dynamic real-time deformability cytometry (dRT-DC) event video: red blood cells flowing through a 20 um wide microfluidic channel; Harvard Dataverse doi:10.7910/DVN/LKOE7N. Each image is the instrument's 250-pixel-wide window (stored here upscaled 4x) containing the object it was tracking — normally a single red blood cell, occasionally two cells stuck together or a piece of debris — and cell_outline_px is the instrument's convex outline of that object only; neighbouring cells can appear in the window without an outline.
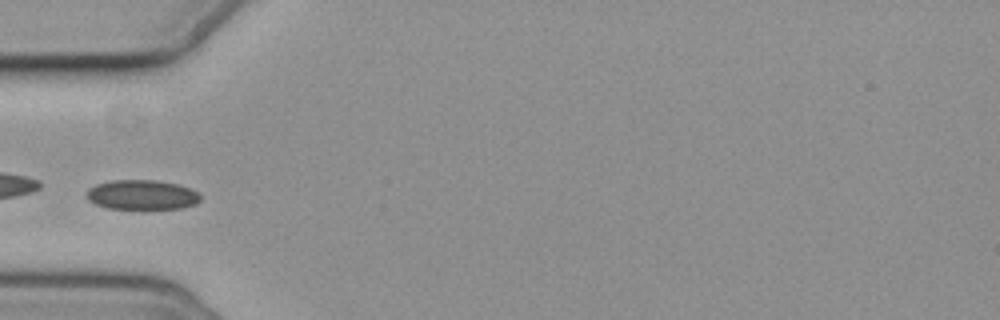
{"species": "common noctule bat (a hibernating species)", "species_latin": "Nyctalus noctula", "temperature_condition": "cold", "stored_images_in_passage": 2, "camera_frame_rate_fps": 3000, "um_per_image_px": 0.085, "animal": {"sex": "female", "body_mass_g": 19.3, "forearm_length_mm": 54.1}, "frame": {"image": 1, "passage_image": 2, "time_ms": 2.0, "image_size_px": [1000, 320], "cell_outline_px": [[200, 200], [196, 204], [184, 208], [144, 212], [108, 208], [96, 204], [88, 200], [84, 192], [88, 188], [96, 184], [112, 180], [156, 180], [180, 184], [192, 188], [200, 192]], "centroid_in_image_um": [12.1, 16.61], "position_along_channel_um": 72.9, "area_um2": 21.04}}